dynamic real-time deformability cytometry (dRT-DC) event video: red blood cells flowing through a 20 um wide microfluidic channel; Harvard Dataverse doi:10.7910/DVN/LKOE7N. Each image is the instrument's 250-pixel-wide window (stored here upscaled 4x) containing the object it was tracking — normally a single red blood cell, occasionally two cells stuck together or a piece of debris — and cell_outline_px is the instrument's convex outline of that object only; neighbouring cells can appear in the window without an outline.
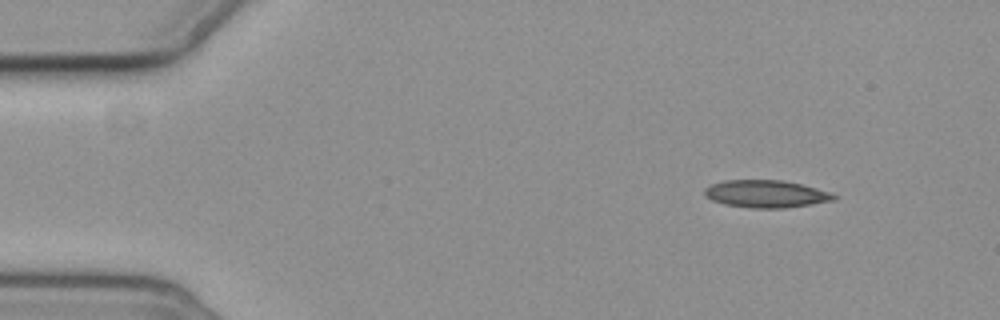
{"species": "common noctule bat (a hibernating species)", "species_latin": "Nyctalus noctula", "temperature_condition": "cold", "stored_images_in_passage": 4, "camera_frame_rate_fps": 3000, "um_per_image_px": 0.085, "animal": {"sex": "female", "body_mass_g": 19.3, "forearm_length_mm": 54.1}, "frame": {"image": 1, "passage_image": 1, "time_ms": 0.0, "image_size_px": [1000, 320], "cell_outline_px": [[840, 196], [836, 200], [784, 208], [752, 208], [724, 204], [712, 200], [704, 192], [704, 188], [712, 184], [724, 180], [784, 180], [816, 188]], "centroid_in_image_um": [65.13, 16.48], "position_along_channel_um": 19.9, "area_um2": 20.58}}
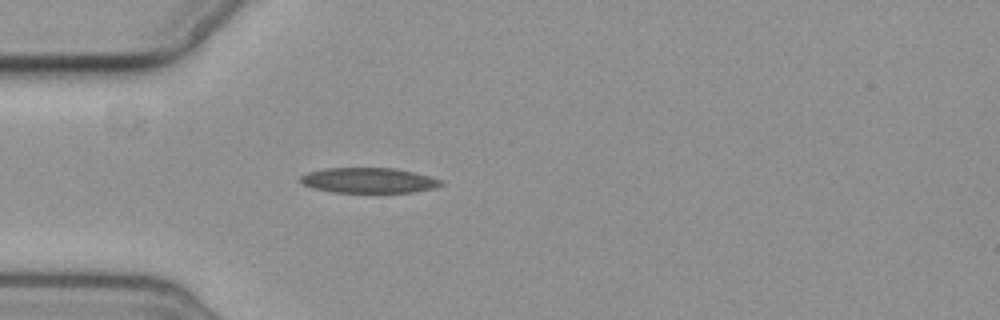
{"frame": {"image": 2, "passage_image": 4, "time_ms": 3.333, "image_size_px": [1000, 320], "cell_outline_px": [[444, 184], [432, 188], [412, 192], [332, 192], [312, 188], [304, 184], [300, 180], [300, 176], [308, 172], [324, 168], [396, 168], [428, 176], [440, 180]], "centroid_in_image_um": [31.29, 15.33], "position_along_channel_um": 53.7, "area_um2": 20.46}}